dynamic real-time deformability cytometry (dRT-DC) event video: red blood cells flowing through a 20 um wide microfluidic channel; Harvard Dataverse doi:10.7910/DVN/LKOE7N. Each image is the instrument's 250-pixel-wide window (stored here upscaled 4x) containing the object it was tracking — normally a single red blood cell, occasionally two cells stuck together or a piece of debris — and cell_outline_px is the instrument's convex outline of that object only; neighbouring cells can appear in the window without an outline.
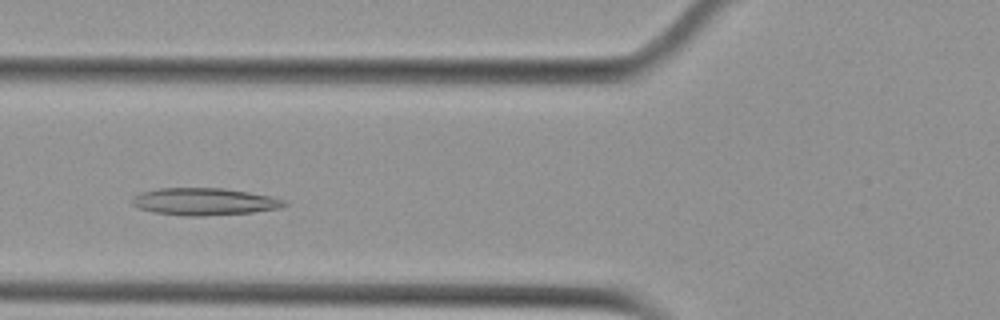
{"species": "Egyptian fruit bat (a non-hibernating species)", "species_latin": "Rousettus aegyptiacus", "temperature_condition": "cold", "stored_images_in_passage": 47, "camera_frame_rate_fps": 3000, "um_per_image_px": 0.085, "animal": {"sex": "female"}, "frame": {"image": 1, "passage_image": 13, "time_ms": 4.0, "image_size_px": [1000, 320], "cell_outline_px": [[288, 204], [280, 208], [252, 212], [204, 216], [188, 216], [152, 212], [140, 208], [132, 204], [132, 196], [144, 192], [160, 188], [220, 188], [248, 192], [272, 196], [284, 200]], "centroid_in_image_um": [17.38, 17.14], "position_along_channel_um": 108.4, "area_um2": 23.99}}
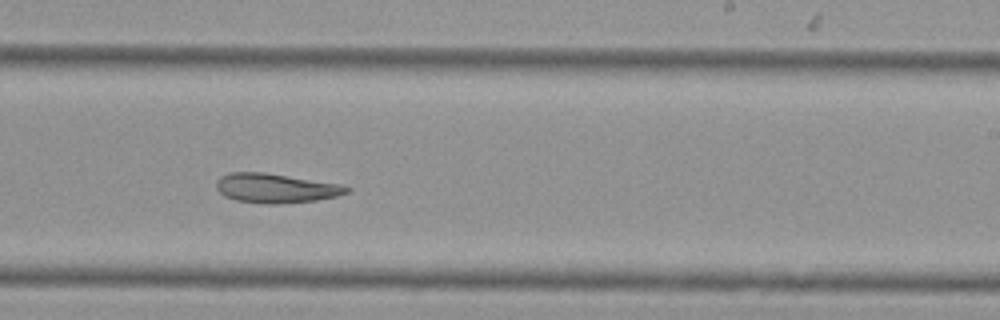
{"frame": {"image": 2, "passage_image": 26, "time_ms": 8.333, "image_size_px": [1000, 320], "cell_outline_px": [[352, 188], [348, 192], [336, 196], [316, 200], [276, 204], [264, 204], [236, 200], [224, 196], [216, 188], [216, 180], [220, 176], [228, 172], [264, 172], [340, 184]], "centroid_in_image_um": [23.4, 15.99], "position_along_channel_um": 265.6, "area_um2": 22.31}}
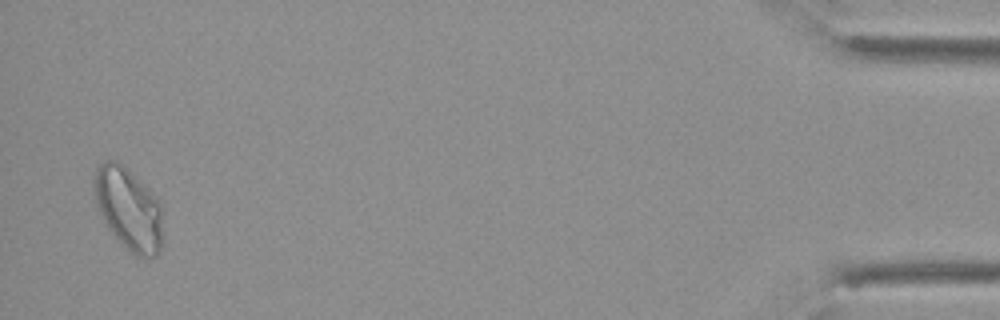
{"frame": {"image": 3, "passage_image": 46, "time_ms": 15.0, "image_size_px": [1000, 320], "cell_outline_px": [[160, 252], [156, 256], [144, 260], [136, 256], [108, 228], [100, 212], [96, 200], [92, 180], [96, 168], [100, 160], [116, 160], [144, 184], [160, 200]], "centroid_in_image_um": [10.9, 17.72], "position_along_channel_um": 424.3, "area_um2": 32.48}}